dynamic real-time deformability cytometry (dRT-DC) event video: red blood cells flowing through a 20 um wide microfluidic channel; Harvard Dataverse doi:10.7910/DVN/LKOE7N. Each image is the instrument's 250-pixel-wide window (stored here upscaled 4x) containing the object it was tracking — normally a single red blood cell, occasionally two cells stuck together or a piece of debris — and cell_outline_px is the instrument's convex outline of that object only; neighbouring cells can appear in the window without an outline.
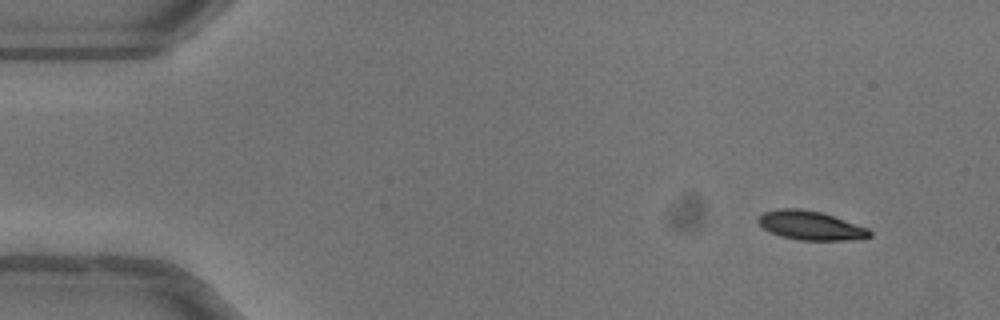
{"species": "common noctule bat (a hibernating species)", "species_latin": "Nyctalus noctula", "temperature_condition": "warm", "stored_images_in_passage": 48, "camera_frame_rate_fps": 3000, "um_per_image_px": 0.085, "animal": {"sex": "female"}, "frame": {"image": 1, "passage_image": 1, "time_ms": 0.0, "image_size_px": [1000, 320], "cell_outline_px": [[872, 236], [852, 240], [800, 240], [780, 236], [768, 232], [756, 220], [764, 212], [780, 208], [800, 208], [820, 212], [868, 228], [872, 232]], "centroid_in_image_um": [68.88, 19.17], "position_along_channel_um": 16.1, "area_um2": 18.73}}
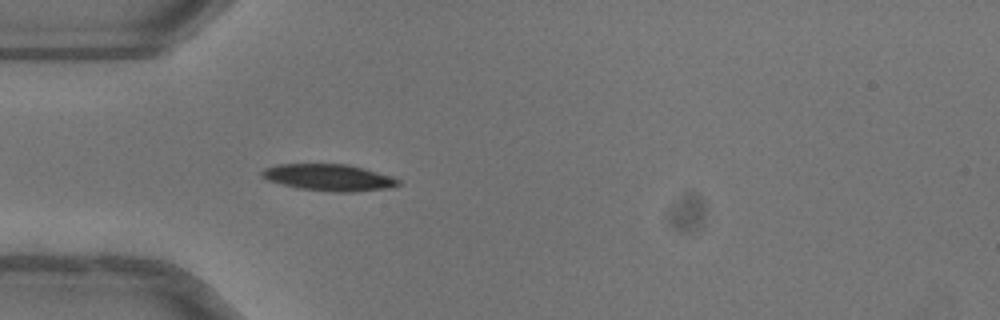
{"frame": {"image": 2, "passage_image": 12, "time_ms": 3.667, "image_size_px": [1000, 320], "cell_outline_px": [[400, 184], [388, 188], [352, 192], [332, 192], [296, 188], [268, 180], [260, 176], [260, 172], [264, 168], [280, 164], [348, 164], [364, 168], [392, 176], [400, 180]], "centroid_in_image_um": [27.94, 15.09], "position_along_channel_um": 57.1, "area_um2": 21.27}}
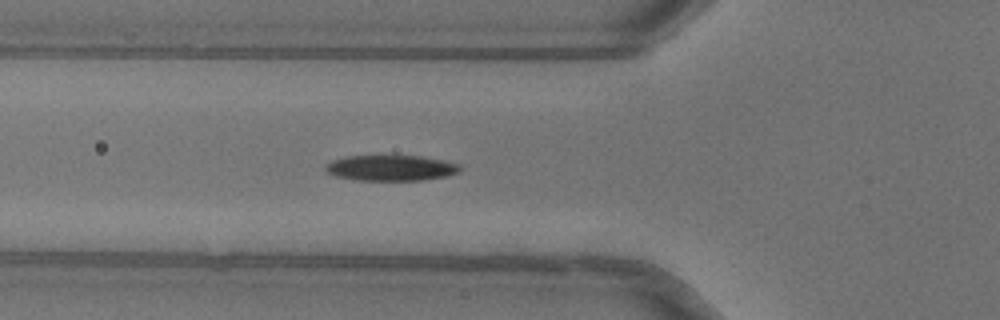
{"frame": {"image": 3, "passage_image": 15, "time_ms": 4.667, "image_size_px": [1000, 320], "cell_outline_px": [[460, 172], [448, 176], [420, 180], [356, 180], [336, 176], [328, 172], [324, 168], [332, 160], [348, 156], [420, 156], [444, 160], [460, 164]], "centroid_in_image_um": [33.27, 14.27], "position_along_channel_um": 92.5, "area_um2": 20.0}, "authors_computed_cell_mechanics": {"area_um2": 20.519, "velocity_mm_per_s": 4.0237, "shape_relaxation_time_tau1_ms": 3.3699, "shape_relaxation_time_tau2_ms": null, "deformation_change_tau1": 0.1698, "deformation_change_tau2": null}}